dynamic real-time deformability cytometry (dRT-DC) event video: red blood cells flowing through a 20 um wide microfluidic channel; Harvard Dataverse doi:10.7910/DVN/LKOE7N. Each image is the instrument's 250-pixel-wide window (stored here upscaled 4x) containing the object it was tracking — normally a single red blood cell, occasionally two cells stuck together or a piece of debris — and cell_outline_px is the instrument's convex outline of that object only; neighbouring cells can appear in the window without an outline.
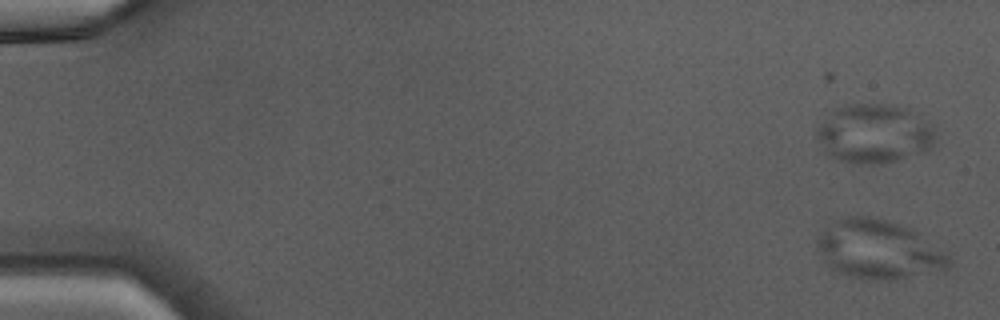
{"species": "Egyptian fruit bat (a non-hibernating species)", "species_latin": "Rousettus aegyptiacus", "temperature_condition": "warm", "stored_images_in_passage": 46, "camera_frame_rate_fps": 3000, "um_per_image_px": 0.085, "animal": {"sex": "male"}, "frame": {"image": 1, "passage_image": 1, "time_ms": 0.0, "image_size_px": [1000, 320], "cell_outline_px": [[952, 264], [948, 268], [880, 280], [864, 280], [844, 276], [832, 268], [820, 256], [816, 244], [816, 236], [836, 220], [848, 216], [876, 216], [912, 228], [920, 232], [944, 252], [952, 260]], "centroid_in_image_um": [74.63, 21.18], "position_along_channel_um": 10.4, "area_um2": 45.03}}